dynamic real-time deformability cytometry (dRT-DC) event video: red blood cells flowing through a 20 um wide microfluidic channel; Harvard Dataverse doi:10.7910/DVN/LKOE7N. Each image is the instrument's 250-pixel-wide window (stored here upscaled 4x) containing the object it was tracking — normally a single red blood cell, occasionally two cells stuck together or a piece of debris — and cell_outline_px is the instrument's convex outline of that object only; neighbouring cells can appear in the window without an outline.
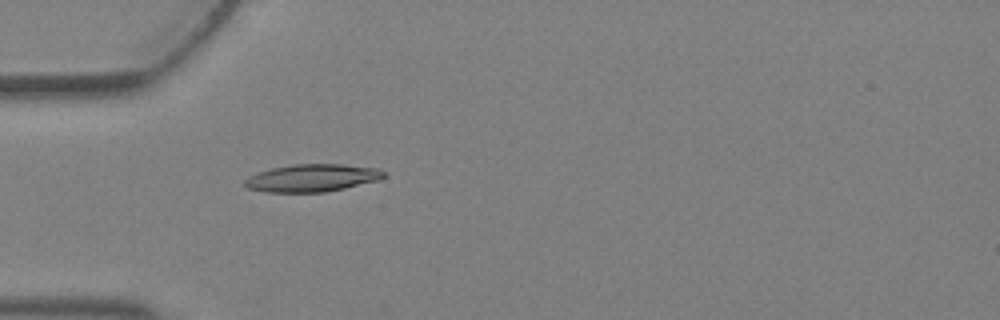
{"species": "Egyptian fruit bat (a non-hibernating species)", "species_latin": "Rousettus aegyptiacus", "temperature_condition": "warm", "stored_images_in_passage": 4, "camera_frame_rate_fps": 3000, "um_per_image_px": 0.085, "animal": {"sex": "female"}, "frame": {"image": 1, "passage_image": 4, "time_ms": 1.0, "image_size_px": [1000, 320], "cell_outline_px": [[384, 176], [380, 180], [344, 188], [324, 192], [264, 192], [248, 188], [244, 184], [244, 180], [248, 176], [272, 168], [292, 164], [344, 164], [376, 168], [384, 172]], "centroid_in_image_um": [26.51, 15.12], "position_along_channel_um": 58.5, "area_um2": 22.25}}